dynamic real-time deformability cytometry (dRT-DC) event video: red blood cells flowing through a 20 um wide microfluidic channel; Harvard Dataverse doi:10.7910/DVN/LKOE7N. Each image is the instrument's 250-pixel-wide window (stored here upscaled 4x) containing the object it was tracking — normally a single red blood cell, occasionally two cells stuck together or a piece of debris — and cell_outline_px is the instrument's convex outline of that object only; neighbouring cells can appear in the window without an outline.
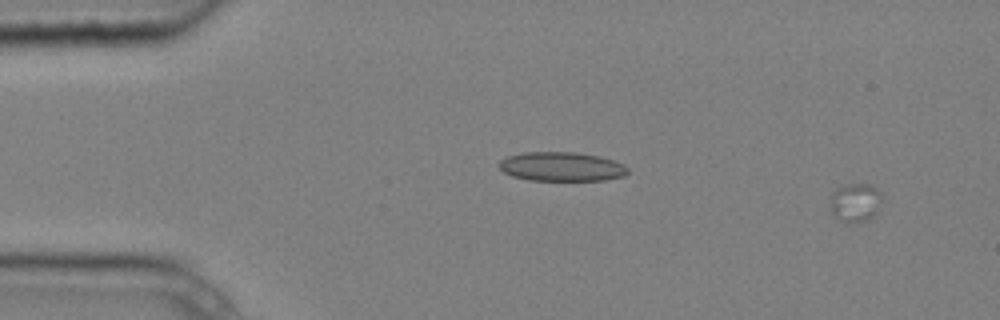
{"species": "common noctule bat (a hibernating species)", "species_latin": "Nyctalus noctula", "temperature_condition": "cold", "stored_images_in_passage": 3, "camera_frame_rate_fps": 3000, "um_per_image_px": 0.085, "animal": {"sex": "male", "body_mass_g": 20.4}, "frame": {"image": 1, "passage_image": 1, "time_ms": 0.0, "image_size_px": [1000, 320], "cell_outline_px": [[880, 200], [876, 212], [868, 220], [840, 220], [832, 212], [832, 192], [836, 188], [848, 184], [868, 184], [876, 188], [880, 192]], "centroid_in_image_um": [72.7, 17.16], "position_along_channel_um": 12.3, "area_um2": 10.98}}